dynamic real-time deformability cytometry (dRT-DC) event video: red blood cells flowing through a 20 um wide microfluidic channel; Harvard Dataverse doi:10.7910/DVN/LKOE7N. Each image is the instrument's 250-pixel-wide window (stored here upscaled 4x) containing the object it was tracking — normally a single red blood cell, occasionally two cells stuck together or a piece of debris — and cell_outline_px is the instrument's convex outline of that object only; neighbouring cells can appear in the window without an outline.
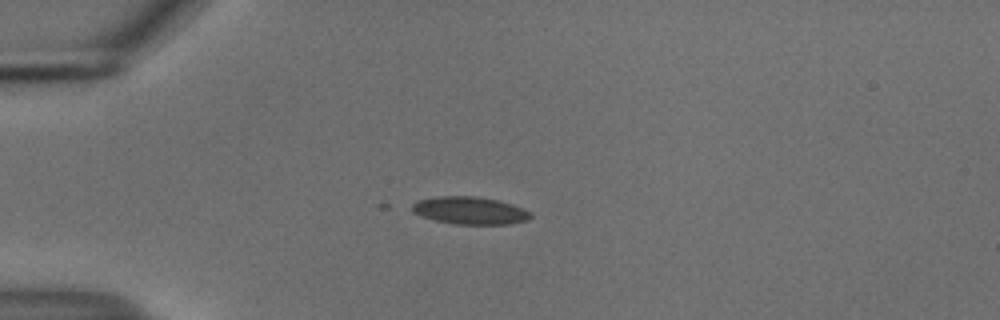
{"species": "common noctule bat (a hibernating species)", "species_latin": "Nyctalus noctula", "temperature_condition": "cold", "stored_images_in_passage": 20, "camera_frame_rate_fps": 3000, "um_per_image_px": 0.085, "animal": {"sex": "male", "body_mass_g": 18.8}, "frame": {"image": 1, "passage_image": 1, "time_ms": 0.0, "image_size_px": [1000, 320], "cell_outline_px": [[532, 216], [528, 220], [508, 224], [452, 224], [436, 220], [412, 212], [412, 204], [416, 200], [436, 196], [476, 196], [496, 200], [512, 204], [524, 208], [532, 212]], "centroid_in_image_um": [39.95, 17.89], "position_along_channel_um": 45.0, "area_um2": 19.07}}
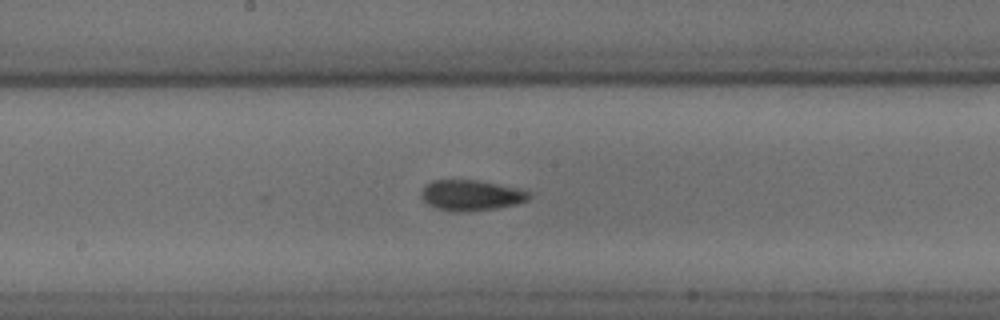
{"frame": {"image": 2, "passage_image": 16, "time_ms": 5.0, "image_size_px": [1000, 320], "cell_outline_px": [[532, 196], [528, 200], [520, 204], [496, 208], [456, 212], [452, 212], [436, 208], [428, 204], [420, 196], [420, 192], [432, 180], [476, 180], [516, 188], [528, 192]], "centroid_in_image_um": [40.04, 16.61], "position_along_channel_um": 208.2, "area_um2": 19.07}}
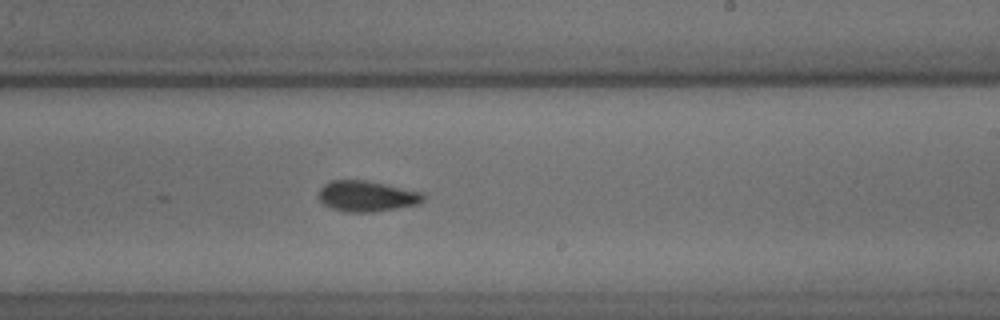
{"frame": {"image": 3, "passage_image": 20, "time_ms": 6.333, "image_size_px": [1000, 320], "cell_outline_px": [[424, 200], [420, 204], [372, 212], [348, 212], [332, 208], [324, 204], [320, 200], [320, 188], [324, 184], [332, 180], [368, 180], [424, 192]], "centroid_in_image_um": [31.22, 16.66], "position_along_channel_um": 257.8, "area_um2": 18.79}}